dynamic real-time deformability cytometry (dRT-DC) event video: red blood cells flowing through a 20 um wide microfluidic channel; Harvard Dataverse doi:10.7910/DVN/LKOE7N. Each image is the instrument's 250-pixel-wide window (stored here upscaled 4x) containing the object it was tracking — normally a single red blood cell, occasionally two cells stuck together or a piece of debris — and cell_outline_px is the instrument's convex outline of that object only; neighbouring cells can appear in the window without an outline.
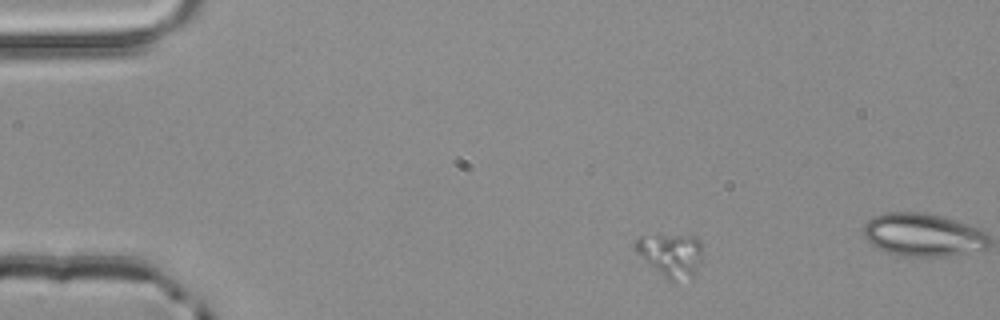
{"species": "common noctule bat (a hibernating species)", "species_latin": "Nyctalus noctula", "temperature_condition": "room temperature", "stored_images_in_passage": 3, "camera_frame_rate_fps": 3000, "um_per_image_px": 0.085, "animal": {"sex": "male", "body_mass_g": 20.4}, "frame": {"image": 1, "passage_image": 1, "time_ms": 0.0, "image_size_px": [1000, 320], "cell_outline_px": [[700, 260], [692, 276], [672, 280], [668, 280], [636, 252], [632, 248], [632, 244], [640, 236], [696, 236], [700, 240]], "centroid_in_image_um": [56.97, 21.63], "position_along_channel_um": 28.0, "area_um2": 16.24}}